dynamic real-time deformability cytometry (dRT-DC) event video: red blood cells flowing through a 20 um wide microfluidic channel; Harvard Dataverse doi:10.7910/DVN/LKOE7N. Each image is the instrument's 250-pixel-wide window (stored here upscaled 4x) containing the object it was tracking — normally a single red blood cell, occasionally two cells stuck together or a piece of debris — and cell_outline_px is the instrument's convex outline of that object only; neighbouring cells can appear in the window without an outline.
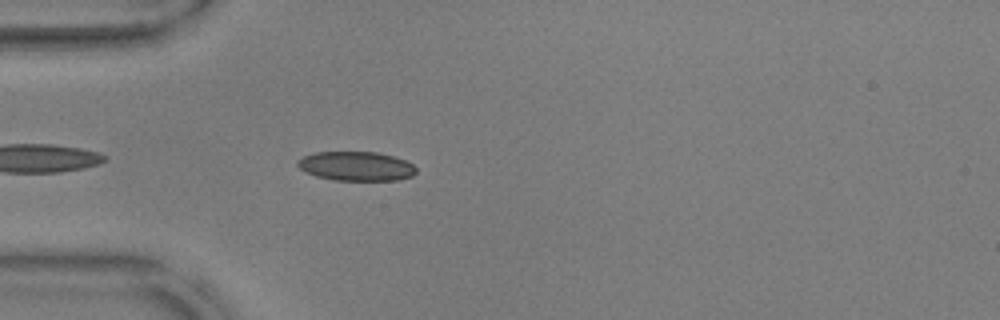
{"species": "common noctule bat (a hibernating species)", "species_latin": "Nyctalus noctula", "temperature_condition": "warm", "stored_images_in_passage": 39, "camera_frame_rate_fps": 3000, "um_per_image_px": 0.085, "animal": {"sex": "male", "body_mass_g": 17.9, "forearm_length_mm": 54.2}, "frame": {"image": 1, "passage_image": 4, "time_ms": 1.0, "image_size_px": [1000, 320], "cell_outline_px": [[416, 172], [412, 176], [396, 180], [336, 180], [316, 176], [300, 168], [296, 164], [304, 156], [316, 152], [376, 152], [392, 156], [404, 160], [412, 164], [416, 168]], "centroid_in_image_um": [30.3, 14.12], "position_along_channel_um": 54.7, "area_um2": 19.88}}
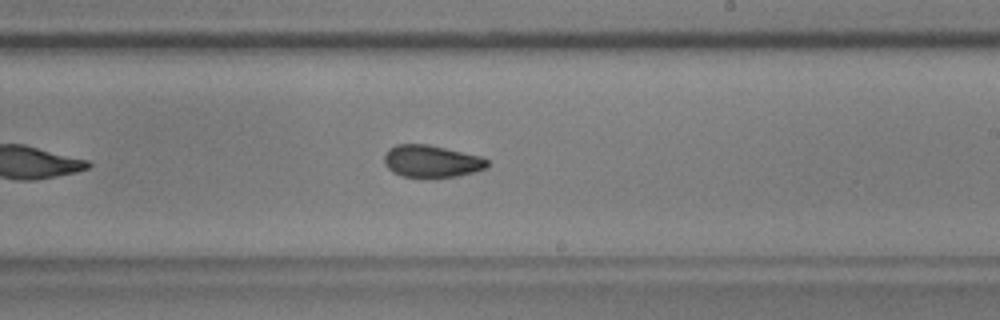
{"frame": {"image": 2, "passage_image": 21, "time_ms": 6.667, "image_size_px": [1000, 320], "cell_outline_px": [[488, 164], [484, 168], [472, 172], [456, 176], [400, 176], [392, 172], [384, 164], [384, 156], [388, 148], [396, 144], [428, 144], [480, 156], [488, 160]], "centroid_in_image_um": [36.62, 13.68], "position_along_channel_um": 252.4, "area_um2": 19.02}}
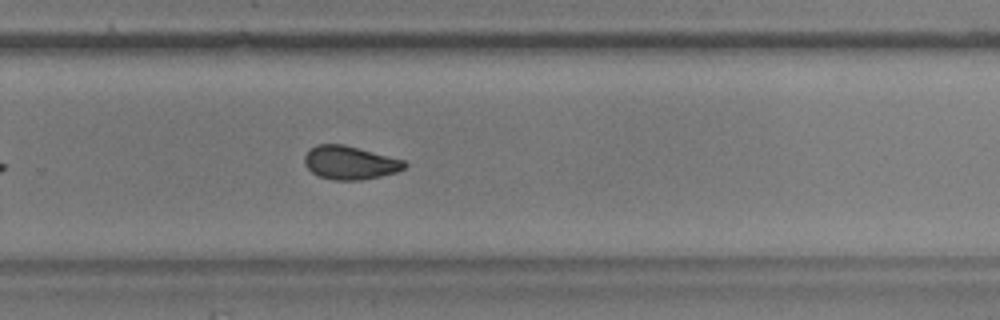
{"frame": {"image": 3, "passage_image": 25, "time_ms": 8.0, "image_size_px": [1000, 320], "cell_outline_px": [[408, 164], [404, 168], [396, 172], [380, 176], [360, 180], [332, 180], [320, 176], [312, 172], [304, 164], [304, 156], [316, 144], [344, 144], [404, 160]], "centroid_in_image_um": [29.74, 13.83], "position_along_channel_um": 300.1, "area_um2": 19.36}, "authors_computed_cell_mechanics": {"area_um2": 19.7098, "velocity_mm_per_s": 3.5963, "shape_relaxation_time_tau1_ms": 8.2561, "shape_relaxation_time_tau2_ms": 2.0177, "deformation_change_tau1": 0.1613, "deformation_change_tau2": 0.0657}}